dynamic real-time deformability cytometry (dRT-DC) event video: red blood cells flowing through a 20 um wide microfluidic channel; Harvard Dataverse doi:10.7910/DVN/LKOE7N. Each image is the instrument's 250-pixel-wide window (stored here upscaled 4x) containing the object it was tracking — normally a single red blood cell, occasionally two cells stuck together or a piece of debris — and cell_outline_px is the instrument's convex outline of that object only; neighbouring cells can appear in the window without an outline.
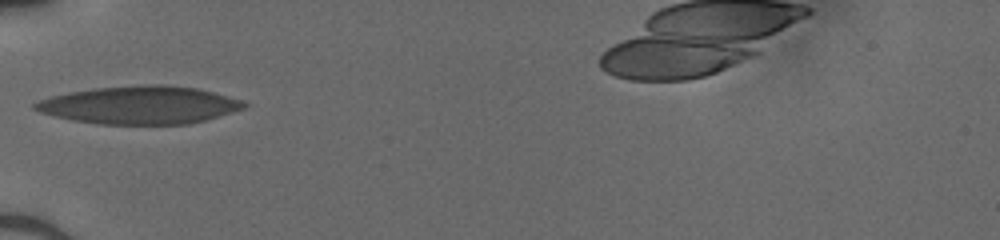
{"species": "human", "species_latin": "Homo sapiens", "temperature_condition": "cold", "stored_images_in_passage": 14, "camera_frame_rate_fps": 3000, "um_per_image_px": 0.085, "donor": {"sex": "male"}, "frame": {"image": 1, "passage_image": 2, "time_ms": 0.333, "image_size_px": [1000, 240], "cell_outline_px": [[248, 104], [244, 108], [232, 112], [204, 120], [188, 124], [100, 124], [72, 120], [40, 112], [32, 108], [32, 104], [40, 100], [52, 96], [68, 92], [92, 88], [140, 84], [160, 84], [196, 88], [244, 100]], "centroid_in_image_um": [11.86, 8.92], "position_along_channel_um": 73.1, "area_um2": 46.12}}
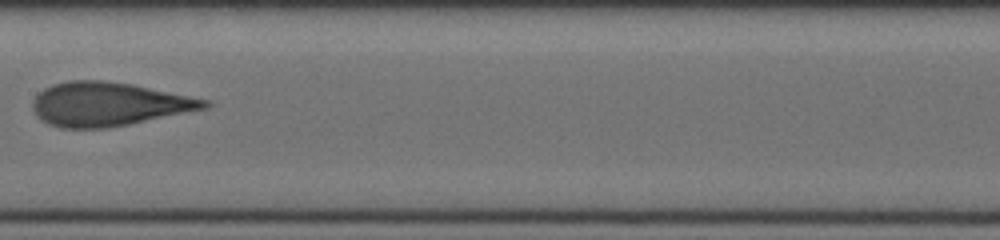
{"frame": {"image": 2, "passage_image": 5, "time_ms": 1.333, "image_size_px": [1000, 240], "cell_outline_px": [[212, 104], [208, 108], [108, 128], [60, 128], [48, 124], [32, 108], [32, 104], [36, 96], [44, 88], [52, 84], [68, 80], [104, 80], [132, 84], [208, 100]], "centroid_in_image_um": [9.22, 8.84], "position_along_channel_um": 198.2, "area_um2": 43.52}}
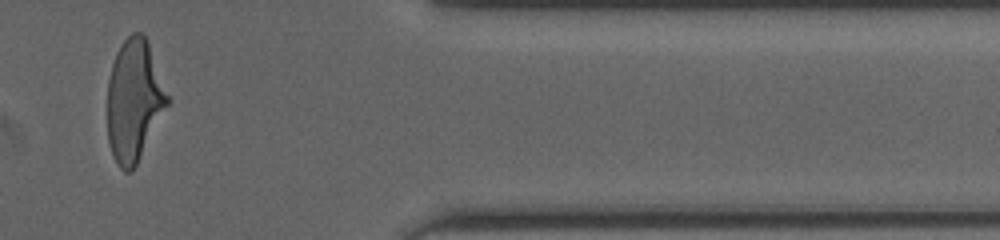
{"frame": {"image": 3, "passage_image": 11, "time_ms": 3.333, "image_size_px": [1000, 240], "cell_outline_px": [[172, 100], [132, 172], [124, 172], [120, 168], [108, 144], [108, 80], [112, 64], [116, 52], [120, 44], [132, 32], [140, 32], [144, 36], [148, 44]], "centroid_in_image_um": [11.42, 8.55], "position_along_channel_um": 400.0, "area_um2": 42.77}}